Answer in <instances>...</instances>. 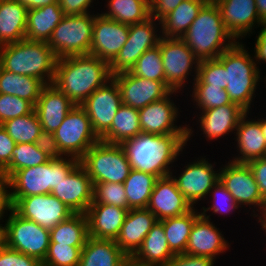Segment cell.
Instances as JSON below:
<instances>
[{
	"mask_svg": "<svg viewBox=\"0 0 266 266\" xmlns=\"http://www.w3.org/2000/svg\"><path fill=\"white\" fill-rule=\"evenodd\" d=\"M64 15L48 41L57 58L90 54L95 15Z\"/></svg>",
	"mask_w": 266,
	"mask_h": 266,
	"instance_id": "cell-8",
	"label": "cell"
},
{
	"mask_svg": "<svg viewBox=\"0 0 266 266\" xmlns=\"http://www.w3.org/2000/svg\"><path fill=\"white\" fill-rule=\"evenodd\" d=\"M34 109L35 106L25 99L0 93V125L7 120L30 114Z\"/></svg>",
	"mask_w": 266,
	"mask_h": 266,
	"instance_id": "cell-47",
	"label": "cell"
},
{
	"mask_svg": "<svg viewBox=\"0 0 266 266\" xmlns=\"http://www.w3.org/2000/svg\"><path fill=\"white\" fill-rule=\"evenodd\" d=\"M11 200L13 210L18 215L34 221L49 230L74 214L51 193L27 197H11Z\"/></svg>",
	"mask_w": 266,
	"mask_h": 266,
	"instance_id": "cell-13",
	"label": "cell"
},
{
	"mask_svg": "<svg viewBox=\"0 0 266 266\" xmlns=\"http://www.w3.org/2000/svg\"><path fill=\"white\" fill-rule=\"evenodd\" d=\"M4 245V225L0 224V247Z\"/></svg>",
	"mask_w": 266,
	"mask_h": 266,
	"instance_id": "cell-63",
	"label": "cell"
},
{
	"mask_svg": "<svg viewBox=\"0 0 266 266\" xmlns=\"http://www.w3.org/2000/svg\"><path fill=\"white\" fill-rule=\"evenodd\" d=\"M184 0H149L150 17L161 20Z\"/></svg>",
	"mask_w": 266,
	"mask_h": 266,
	"instance_id": "cell-54",
	"label": "cell"
},
{
	"mask_svg": "<svg viewBox=\"0 0 266 266\" xmlns=\"http://www.w3.org/2000/svg\"><path fill=\"white\" fill-rule=\"evenodd\" d=\"M9 213L4 223V244L43 262L50 245V230L21 217L13 209Z\"/></svg>",
	"mask_w": 266,
	"mask_h": 266,
	"instance_id": "cell-9",
	"label": "cell"
},
{
	"mask_svg": "<svg viewBox=\"0 0 266 266\" xmlns=\"http://www.w3.org/2000/svg\"><path fill=\"white\" fill-rule=\"evenodd\" d=\"M253 58V59H252ZM225 68L226 92L232 103L249 112L261 75L255 58L239 40L217 58Z\"/></svg>",
	"mask_w": 266,
	"mask_h": 266,
	"instance_id": "cell-5",
	"label": "cell"
},
{
	"mask_svg": "<svg viewBox=\"0 0 266 266\" xmlns=\"http://www.w3.org/2000/svg\"><path fill=\"white\" fill-rule=\"evenodd\" d=\"M64 17L59 3H52L42 8L27 11L25 39L48 42L53 30Z\"/></svg>",
	"mask_w": 266,
	"mask_h": 266,
	"instance_id": "cell-32",
	"label": "cell"
},
{
	"mask_svg": "<svg viewBox=\"0 0 266 266\" xmlns=\"http://www.w3.org/2000/svg\"><path fill=\"white\" fill-rule=\"evenodd\" d=\"M112 79L109 63L93 55L58 58L53 85L76 106Z\"/></svg>",
	"mask_w": 266,
	"mask_h": 266,
	"instance_id": "cell-2",
	"label": "cell"
},
{
	"mask_svg": "<svg viewBox=\"0 0 266 266\" xmlns=\"http://www.w3.org/2000/svg\"><path fill=\"white\" fill-rule=\"evenodd\" d=\"M226 30L237 41L261 26L255 0H222L217 3Z\"/></svg>",
	"mask_w": 266,
	"mask_h": 266,
	"instance_id": "cell-23",
	"label": "cell"
},
{
	"mask_svg": "<svg viewBox=\"0 0 266 266\" xmlns=\"http://www.w3.org/2000/svg\"><path fill=\"white\" fill-rule=\"evenodd\" d=\"M260 33L258 34L254 47V58L258 63H266V23H263ZM260 61V62H258Z\"/></svg>",
	"mask_w": 266,
	"mask_h": 266,
	"instance_id": "cell-57",
	"label": "cell"
},
{
	"mask_svg": "<svg viewBox=\"0 0 266 266\" xmlns=\"http://www.w3.org/2000/svg\"><path fill=\"white\" fill-rule=\"evenodd\" d=\"M201 115L197 117L200 123L201 131L208 140H217L233 133L237 129L241 117L246 111L238 104L231 103L209 110H202Z\"/></svg>",
	"mask_w": 266,
	"mask_h": 266,
	"instance_id": "cell-26",
	"label": "cell"
},
{
	"mask_svg": "<svg viewBox=\"0 0 266 266\" xmlns=\"http://www.w3.org/2000/svg\"><path fill=\"white\" fill-rule=\"evenodd\" d=\"M175 254L170 250L161 221H157L131 258L141 264L165 266Z\"/></svg>",
	"mask_w": 266,
	"mask_h": 266,
	"instance_id": "cell-29",
	"label": "cell"
},
{
	"mask_svg": "<svg viewBox=\"0 0 266 266\" xmlns=\"http://www.w3.org/2000/svg\"><path fill=\"white\" fill-rule=\"evenodd\" d=\"M175 93L171 91L166 97L138 110L141 132L157 135L188 134V140L191 138L194 131L190 126L176 125L179 108L170 100Z\"/></svg>",
	"mask_w": 266,
	"mask_h": 266,
	"instance_id": "cell-15",
	"label": "cell"
},
{
	"mask_svg": "<svg viewBox=\"0 0 266 266\" xmlns=\"http://www.w3.org/2000/svg\"><path fill=\"white\" fill-rule=\"evenodd\" d=\"M206 3L207 0L182 1L160 20L161 37L182 38Z\"/></svg>",
	"mask_w": 266,
	"mask_h": 266,
	"instance_id": "cell-33",
	"label": "cell"
},
{
	"mask_svg": "<svg viewBox=\"0 0 266 266\" xmlns=\"http://www.w3.org/2000/svg\"><path fill=\"white\" fill-rule=\"evenodd\" d=\"M210 220V215L206 213H201L195 220L188 238L186 254L206 256L215 260L217 255L229 249V242L223 237L222 231L220 232Z\"/></svg>",
	"mask_w": 266,
	"mask_h": 266,
	"instance_id": "cell-21",
	"label": "cell"
},
{
	"mask_svg": "<svg viewBox=\"0 0 266 266\" xmlns=\"http://www.w3.org/2000/svg\"><path fill=\"white\" fill-rule=\"evenodd\" d=\"M122 266H128V259L124 262Z\"/></svg>",
	"mask_w": 266,
	"mask_h": 266,
	"instance_id": "cell-65",
	"label": "cell"
},
{
	"mask_svg": "<svg viewBox=\"0 0 266 266\" xmlns=\"http://www.w3.org/2000/svg\"><path fill=\"white\" fill-rule=\"evenodd\" d=\"M130 25L95 15L90 55L110 63L127 42Z\"/></svg>",
	"mask_w": 266,
	"mask_h": 266,
	"instance_id": "cell-19",
	"label": "cell"
},
{
	"mask_svg": "<svg viewBox=\"0 0 266 266\" xmlns=\"http://www.w3.org/2000/svg\"><path fill=\"white\" fill-rule=\"evenodd\" d=\"M0 266H43V263L4 244L0 247Z\"/></svg>",
	"mask_w": 266,
	"mask_h": 266,
	"instance_id": "cell-49",
	"label": "cell"
},
{
	"mask_svg": "<svg viewBox=\"0 0 266 266\" xmlns=\"http://www.w3.org/2000/svg\"><path fill=\"white\" fill-rule=\"evenodd\" d=\"M128 258L115 240L89 236L82 248L78 266H122Z\"/></svg>",
	"mask_w": 266,
	"mask_h": 266,
	"instance_id": "cell-30",
	"label": "cell"
},
{
	"mask_svg": "<svg viewBox=\"0 0 266 266\" xmlns=\"http://www.w3.org/2000/svg\"><path fill=\"white\" fill-rule=\"evenodd\" d=\"M89 238L86 214L74 213L50 230V243L84 246Z\"/></svg>",
	"mask_w": 266,
	"mask_h": 266,
	"instance_id": "cell-37",
	"label": "cell"
},
{
	"mask_svg": "<svg viewBox=\"0 0 266 266\" xmlns=\"http://www.w3.org/2000/svg\"><path fill=\"white\" fill-rule=\"evenodd\" d=\"M46 84L27 75L9 72L0 66V93L17 96L31 102L34 106Z\"/></svg>",
	"mask_w": 266,
	"mask_h": 266,
	"instance_id": "cell-34",
	"label": "cell"
},
{
	"mask_svg": "<svg viewBox=\"0 0 266 266\" xmlns=\"http://www.w3.org/2000/svg\"><path fill=\"white\" fill-rule=\"evenodd\" d=\"M215 260L206 256H193L186 253L174 255L165 266H214Z\"/></svg>",
	"mask_w": 266,
	"mask_h": 266,
	"instance_id": "cell-51",
	"label": "cell"
},
{
	"mask_svg": "<svg viewBox=\"0 0 266 266\" xmlns=\"http://www.w3.org/2000/svg\"><path fill=\"white\" fill-rule=\"evenodd\" d=\"M261 216L258 218V223L260 222V225L262 226V230L266 232V204L265 207L263 208L262 212L260 213Z\"/></svg>",
	"mask_w": 266,
	"mask_h": 266,
	"instance_id": "cell-60",
	"label": "cell"
},
{
	"mask_svg": "<svg viewBox=\"0 0 266 266\" xmlns=\"http://www.w3.org/2000/svg\"><path fill=\"white\" fill-rule=\"evenodd\" d=\"M260 123L262 134L264 135V138L266 139V117L265 118H259L257 119Z\"/></svg>",
	"mask_w": 266,
	"mask_h": 266,
	"instance_id": "cell-61",
	"label": "cell"
},
{
	"mask_svg": "<svg viewBox=\"0 0 266 266\" xmlns=\"http://www.w3.org/2000/svg\"><path fill=\"white\" fill-rule=\"evenodd\" d=\"M260 20L266 23V0H255Z\"/></svg>",
	"mask_w": 266,
	"mask_h": 266,
	"instance_id": "cell-59",
	"label": "cell"
},
{
	"mask_svg": "<svg viewBox=\"0 0 266 266\" xmlns=\"http://www.w3.org/2000/svg\"><path fill=\"white\" fill-rule=\"evenodd\" d=\"M83 247L50 243L43 266H78Z\"/></svg>",
	"mask_w": 266,
	"mask_h": 266,
	"instance_id": "cell-45",
	"label": "cell"
},
{
	"mask_svg": "<svg viewBox=\"0 0 266 266\" xmlns=\"http://www.w3.org/2000/svg\"><path fill=\"white\" fill-rule=\"evenodd\" d=\"M128 209L107 204H91L86 216L89 236L97 239L115 240L121 230Z\"/></svg>",
	"mask_w": 266,
	"mask_h": 266,
	"instance_id": "cell-27",
	"label": "cell"
},
{
	"mask_svg": "<svg viewBox=\"0 0 266 266\" xmlns=\"http://www.w3.org/2000/svg\"><path fill=\"white\" fill-rule=\"evenodd\" d=\"M28 10L37 9L52 3H58V0H16Z\"/></svg>",
	"mask_w": 266,
	"mask_h": 266,
	"instance_id": "cell-58",
	"label": "cell"
},
{
	"mask_svg": "<svg viewBox=\"0 0 266 266\" xmlns=\"http://www.w3.org/2000/svg\"><path fill=\"white\" fill-rule=\"evenodd\" d=\"M201 60L218 58L237 41L226 30L217 4L206 3L181 38Z\"/></svg>",
	"mask_w": 266,
	"mask_h": 266,
	"instance_id": "cell-4",
	"label": "cell"
},
{
	"mask_svg": "<svg viewBox=\"0 0 266 266\" xmlns=\"http://www.w3.org/2000/svg\"><path fill=\"white\" fill-rule=\"evenodd\" d=\"M9 188V189H8ZM10 177L4 173L0 174V220L5 218L4 214L13 209L10 191Z\"/></svg>",
	"mask_w": 266,
	"mask_h": 266,
	"instance_id": "cell-55",
	"label": "cell"
},
{
	"mask_svg": "<svg viewBox=\"0 0 266 266\" xmlns=\"http://www.w3.org/2000/svg\"><path fill=\"white\" fill-rule=\"evenodd\" d=\"M192 90V101L200 111L232 103L226 90L220 87L193 86Z\"/></svg>",
	"mask_w": 266,
	"mask_h": 266,
	"instance_id": "cell-46",
	"label": "cell"
},
{
	"mask_svg": "<svg viewBox=\"0 0 266 266\" xmlns=\"http://www.w3.org/2000/svg\"><path fill=\"white\" fill-rule=\"evenodd\" d=\"M200 215L193 207L183 215L161 220L168 246L175 255L185 253L191 228Z\"/></svg>",
	"mask_w": 266,
	"mask_h": 266,
	"instance_id": "cell-36",
	"label": "cell"
},
{
	"mask_svg": "<svg viewBox=\"0 0 266 266\" xmlns=\"http://www.w3.org/2000/svg\"><path fill=\"white\" fill-rule=\"evenodd\" d=\"M53 133L61 153L78 160L100 140L92 129L86 111L80 105L66 115Z\"/></svg>",
	"mask_w": 266,
	"mask_h": 266,
	"instance_id": "cell-11",
	"label": "cell"
},
{
	"mask_svg": "<svg viewBox=\"0 0 266 266\" xmlns=\"http://www.w3.org/2000/svg\"><path fill=\"white\" fill-rule=\"evenodd\" d=\"M74 213L86 214L93 200V182L79 163L65 179L51 191Z\"/></svg>",
	"mask_w": 266,
	"mask_h": 266,
	"instance_id": "cell-20",
	"label": "cell"
},
{
	"mask_svg": "<svg viewBox=\"0 0 266 266\" xmlns=\"http://www.w3.org/2000/svg\"><path fill=\"white\" fill-rule=\"evenodd\" d=\"M121 105L119 88L111 79L104 86L97 88L80 106L86 111L92 129L100 139L110 129Z\"/></svg>",
	"mask_w": 266,
	"mask_h": 266,
	"instance_id": "cell-16",
	"label": "cell"
},
{
	"mask_svg": "<svg viewBox=\"0 0 266 266\" xmlns=\"http://www.w3.org/2000/svg\"><path fill=\"white\" fill-rule=\"evenodd\" d=\"M192 208L178 190L172 174L156 180L147 209L156 216L158 221L183 215Z\"/></svg>",
	"mask_w": 266,
	"mask_h": 266,
	"instance_id": "cell-22",
	"label": "cell"
},
{
	"mask_svg": "<svg viewBox=\"0 0 266 266\" xmlns=\"http://www.w3.org/2000/svg\"><path fill=\"white\" fill-rule=\"evenodd\" d=\"M158 25L160 21L152 17L144 22L130 25L127 42L109 63L112 76L130 71L145 51L158 45L161 38V34H157Z\"/></svg>",
	"mask_w": 266,
	"mask_h": 266,
	"instance_id": "cell-12",
	"label": "cell"
},
{
	"mask_svg": "<svg viewBox=\"0 0 266 266\" xmlns=\"http://www.w3.org/2000/svg\"><path fill=\"white\" fill-rule=\"evenodd\" d=\"M93 183H124L131 170L120 144L99 140L80 159Z\"/></svg>",
	"mask_w": 266,
	"mask_h": 266,
	"instance_id": "cell-7",
	"label": "cell"
},
{
	"mask_svg": "<svg viewBox=\"0 0 266 266\" xmlns=\"http://www.w3.org/2000/svg\"><path fill=\"white\" fill-rule=\"evenodd\" d=\"M249 113L246 112L241 117L236 132H234V135L237 136L234 139H236V148H238L239 154L234 159L232 158L231 162L248 163L266 156V139L262 134L260 123L254 119H247Z\"/></svg>",
	"mask_w": 266,
	"mask_h": 266,
	"instance_id": "cell-28",
	"label": "cell"
},
{
	"mask_svg": "<svg viewBox=\"0 0 266 266\" xmlns=\"http://www.w3.org/2000/svg\"><path fill=\"white\" fill-rule=\"evenodd\" d=\"M220 182L232 195L239 207L253 206L258 212L265 207V200L262 197L259 186L254 179L250 167L246 163H234L228 161L220 169Z\"/></svg>",
	"mask_w": 266,
	"mask_h": 266,
	"instance_id": "cell-14",
	"label": "cell"
},
{
	"mask_svg": "<svg viewBox=\"0 0 266 266\" xmlns=\"http://www.w3.org/2000/svg\"><path fill=\"white\" fill-rule=\"evenodd\" d=\"M16 143L0 125V171L2 172L11 162L12 151Z\"/></svg>",
	"mask_w": 266,
	"mask_h": 266,
	"instance_id": "cell-52",
	"label": "cell"
},
{
	"mask_svg": "<svg viewBox=\"0 0 266 266\" xmlns=\"http://www.w3.org/2000/svg\"><path fill=\"white\" fill-rule=\"evenodd\" d=\"M112 79L119 88L122 104L138 110L171 92L163 82L135 76L130 71L113 75Z\"/></svg>",
	"mask_w": 266,
	"mask_h": 266,
	"instance_id": "cell-18",
	"label": "cell"
},
{
	"mask_svg": "<svg viewBox=\"0 0 266 266\" xmlns=\"http://www.w3.org/2000/svg\"><path fill=\"white\" fill-rule=\"evenodd\" d=\"M130 72L135 76L161 81L165 84L164 67L159 44L145 51Z\"/></svg>",
	"mask_w": 266,
	"mask_h": 266,
	"instance_id": "cell-42",
	"label": "cell"
},
{
	"mask_svg": "<svg viewBox=\"0 0 266 266\" xmlns=\"http://www.w3.org/2000/svg\"><path fill=\"white\" fill-rule=\"evenodd\" d=\"M157 221L156 216L147 208L128 210L120 233L115 239L116 244L131 257Z\"/></svg>",
	"mask_w": 266,
	"mask_h": 266,
	"instance_id": "cell-25",
	"label": "cell"
},
{
	"mask_svg": "<svg viewBox=\"0 0 266 266\" xmlns=\"http://www.w3.org/2000/svg\"><path fill=\"white\" fill-rule=\"evenodd\" d=\"M141 133L138 109L122 104L112 121L110 129L100 138L111 144L134 138Z\"/></svg>",
	"mask_w": 266,
	"mask_h": 266,
	"instance_id": "cell-35",
	"label": "cell"
},
{
	"mask_svg": "<svg viewBox=\"0 0 266 266\" xmlns=\"http://www.w3.org/2000/svg\"><path fill=\"white\" fill-rule=\"evenodd\" d=\"M51 160L45 153L36 147L35 143L16 144L12 151L10 164L2 171L10 177L15 171L23 168L35 167Z\"/></svg>",
	"mask_w": 266,
	"mask_h": 266,
	"instance_id": "cell-41",
	"label": "cell"
},
{
	"mask_svg": "<svg viewBox=\"0 0 266 266\" xmlns=\"http://www.w3.org/2000/svg\"><path fill=\"white\" fill-rule=\"evenodd\" d=\"M1 125L16 144L35 143L42 130L35 110L30 114L7 120Z\"/></svg>",
	"mask_w": 266,
	"mask_h": 266,
	"instance_id": "cell-40",
	"label": "cell"
},
{
	"mask_svg": "<svg viewBox=\"0 0 266 266\" xmlns=\"http://www.w3.org/2000/svg\"><path fill=\"white\" fill-rule=\"evenodd\" d=\"M92 204H107L129 210L125 188L122 183H93Z\"/></svg>",
	"mask_w": 266,
	"mask_h": 266,
	"instance_id": "cell-43",
	"label": "cell"
},
{
	"mask_svg": "<svg viewBox=\"0 0 266 266\" xmlns=\"http://www.w3.org/2000/svg\"><path fill=\"white\" fill-rule=\"evenodd\" d=\"M109 11L103 16L127 25L138 24L150 18L149 0H109Z\"/></svg>",
	"mask_w": 266,
	"mask_h": 266,
	"instance_id": "cell-39",
	"label": "cell"
},
{
	"mask_svg": "<svg viewBox=\"0 0 266 266\" xmlns=\"http://www.w3.org/2000/svg\"><path fill=\"white\" fill-rule=\"evenodd\" d=\"M187 141L188 134L157 135L141 132L120 145L131 169L162 178L173 175L171 164L177 161Z\"/></svg>",
	"mask_w": 266,
	"mask_h": 266,
	"instance_id": "cell-1",
	"label": "cell"
},
{
	"mask_svg": "<svg viewBox=\"0 0 266 266\" xmlns=\"http://www.w3.org/2000/svg\"><path fill=\"white\" fill-rule=\"evenodd\" d=\"M27 11L16 0H0V46L25 39Z\"/></svg>",
	"mask_w": 266,
	"mask_h": 266,
	"instance_id": "cell-31",
	"label": "cell"
},
{
	"mask_svg": "<svg viewBox=\"0 0 266 266\" xmlns=\"http://www.w3.org/2000/svg\"><path fill=\"white\" fill-rule=\"evenodd\" d=\"M192 83L194 86H215L226 89L224 65L217 58L201 60L197 77Z\"/></svg>",
	"mask_w": 266,
	"mask_h": 266,
	"instance_id": "cell-44",
	"label": "cell"
},
{
	"mask_svg": "<svg viewBox=\"0 0 266 266\" xmlns=\"http://www.w3.org/2000/svg\"><path fill=\"white\" fill-rule=\"evenodd\" d=\"M93 0H58L64 15H82L90 13Z\"/></svg>",
	"mask_w": 266,
	"mask_h": 266,
	"instance_id": "cell-56",
	"label": "cell"
},
{
	"mask_svg": "<svg viewBox=\"0 0 266 266\" xmlns=\"http://www.w3.org/2000/svg\"><path fill=\"white\" fill-rule=\"evenodd\" d=\"M246 164L250 167L260 193L266 202V157L251 160Z\"/></svg>",
	"mask_w": 266,
	"mask_h": 266,
	"instance_id": "cell-53",
	"label": "cell"
},
{
	"mask_svg": "<svg viewBox=\"0 0 266 266\" xmlns=\"http://www.w3.org/2000/svg\"><path fill=\"white\" fill-rule=\"evenodd\" d=\"M76 105L53 84L46 85L35 104L43 130L54 132Z\"/></svg>",
	"mask_w": 266,
	"mask_h": 266,
	"instance_id": "cell-24",
	"label": "cell"
},
{
	"mask_svg": "<svg viewBox=\"0 0 266 266\" xmlns=\"http://www.w3.org/2000/svg\"><path fill=\"white\" fill-rule=\"evenodd\" d=\"M35 145L51 159H58L64 155L61 153L54 133L47 130H41L35 141Z\"/></svg>",
	"mask_w": 266,
	"mask_h": 266,
	"instance_id": "cell-50",
	"label": "cell"
},
{
	"mask_svg": "<svg viewBox=\"0 0 266 266\" xmlns=\"http://www.w3.org/2000/svg\"><path fill=\"white\" fill-rule=\"evenodd\" d=\"M197 159V161L189 162L178 177L172 176L178 190L192 207L206 198L213 186L220 181V169L215 171L214 164L209 163L206 158Z\"/></svg>",
	"mask_w": 266,
	"mask_h": 266,
	"instance_id": "cell-17",
	"label": "cell"
},
{
	"mask_svg": "<svg viewBox=\"0 0 266 266\" xmlns=\"http://www.w3.org/2000/svg\"><path fill=\"white\" fill-rule=\"evenodd\" d=\"M222 0H207V3L217 4Z\"/></svg>",
	"mask_w": 266,
	"mask_h": 266,
	"instance_id": "cell-64",
	"label": "cell"
},
{
	"mask_svg": "<svg viewBox=\"0 0 266 266\" xmlns=\"http://www.w3.org/2000/svg\"><path fill=\"white\" fill-rule=\"evenodd\" d=\"M210 193H212L213 204L207 208L202 207L201 209H203V212L200 213H206L210 210L215 214L226 215L227 213H232L233 210L235 211L240 208L234 201L232 195L220 181H218L209 191V195Z\"/></svg>",
	"mask_w": 266,
	"mask_h": 266,
	"instance_id": "cell-48",
	"label": "cell"
},
{
	"mask_svg": "<svg viewBox=\"0 0 266 266\" xmlns=\"http://www.w3.org/2000/svg\"><path fill=\"white\" fill-rule=\"evenodd\" d=\"M158 178L150 173L131 169L123 185L129 210L147 208L154 184Z\"/></svg>",
	"mask_w": 266,
	"mask_h": 266,
	"instance_id": "cell-38",
	"label": "cell"
},
{
	"mask_svg": "<svg viewBox=\"0 0 266 266\" xmlns=\"http://www.w3.org/2000/svg\"><path fill=\"white\" fill-rule=\"evenodd\" d=\"M57 57L48 42L21 40L0 46V66L12 73L27 75L53 84Z\"/></svg>",
	"mask_w": 266,
	"mask_h": 266,
	"instance_id": "cell-3",
	"label": "cell"
},
{
	"mask_svg": "<svg viewBox=\"0 0 266 266\" xmlns=\"http://www.w3.org/2000/svg\"><path fill=\"white\" fill-rule=\"evenodd\" d=\"M158 44L164 67L165 85L171 91L179 93L186 87L185 82L189 75L193 77L191 73L195 74L192 81L197 77L200 61L181 38L161 37Z\"/></svg>",
	"mask_w": 266,
	"mask_h": 266,
	"instance_id": "cell-10",
	"label": "cell"
},
{
	"mask_svg": "<svg viewBox=\"0 0 266 266\" xmlns=\"http://www.w3.org/2000/svg\"><path fill=\"white\" fill-rule=\"evenodd\" d=\"M128 266H153V265L141 264L139 262L134 261L131 257H129Z\"/></svg>",
	"mask_w": 266,
	"mask_h": 266,
	"instance_id": "cell-62",
	"label": "cell"
},
{
	"mask_svg": "<svg viewBox=\"0 0 266 266\" xmlns=\"http://www.w3.org/2000/svg\"><path fill=\"white\" fill-rule=\"evenodd\" d=\"M79 163L80 160L65 156L15 171L10 176L11 197L50 194Z\"/></svg>",
	"mask_w": 266,
	"mask_h": 266,
	"instance_id": "cell-6",
	"label": "cell"
}]
</instances>
